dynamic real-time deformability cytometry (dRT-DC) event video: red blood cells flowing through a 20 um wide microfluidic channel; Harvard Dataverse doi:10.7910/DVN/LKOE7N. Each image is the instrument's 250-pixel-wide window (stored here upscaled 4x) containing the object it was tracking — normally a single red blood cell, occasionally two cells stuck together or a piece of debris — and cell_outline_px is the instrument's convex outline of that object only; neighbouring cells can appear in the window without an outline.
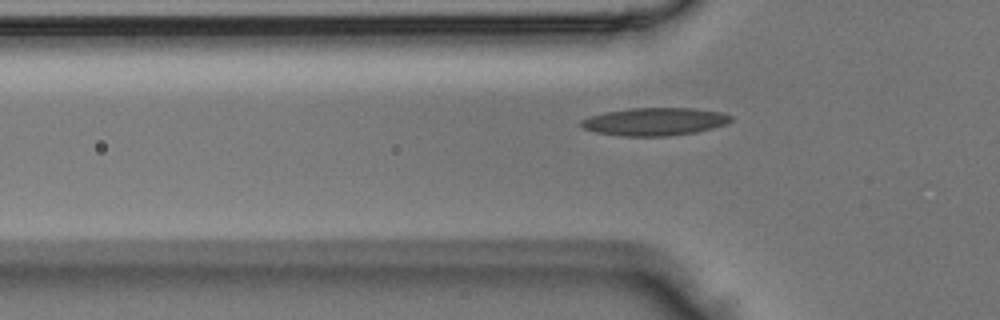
{"species": "Egyptian fruit bat (a non-hibernating species)", "species_latin": "Rousettus aegyptiacus", "temperature_condition": "room temperature", "stored_images_in_passage": 36, "camera_frame_rate_fps": 3000, "um_per_image_px": 0.085, "animal": {"sex": "male"}, "frame": {"image": 1, "passage_image": 6, "time_ms": 1.667, "image_size_px": [1000, 320], "cell_outline_px": [[732, 120], [724, 124], [712, 128], [696, 132], [668, 136], [620, 136], [596, 132], [580, 128], [580, 120], [604, 112], [632, 108], [692, 108], [720, 112], [732, 116]], "centroid_in_image_um": [55.61, 10.34], "position_along_channel_um": 70.2, "area_um2": 24.22}}
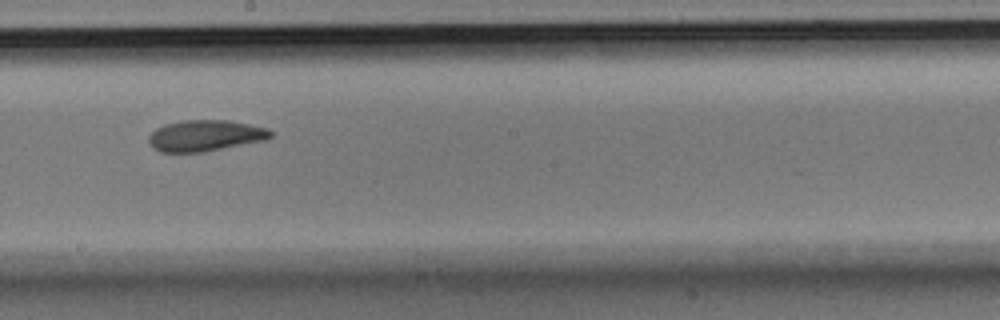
{"frame": {"image": 2, "passage_image": 18, "time_ms": 5.667, "image_size_px": [1000, 320], "cell_outline_px": [[272, 136], [268, 140], [204, 152], [160, 152], [152, 148], [148, 140], [148, 136], [156, 128], [164, 124], [180, 120], [228, 120], [268, 128], [272, 132]], "centroid_in_image_um": [17.44, 11.53], "position_along_channel_um": 230.8, "area_um2": 22.43}}
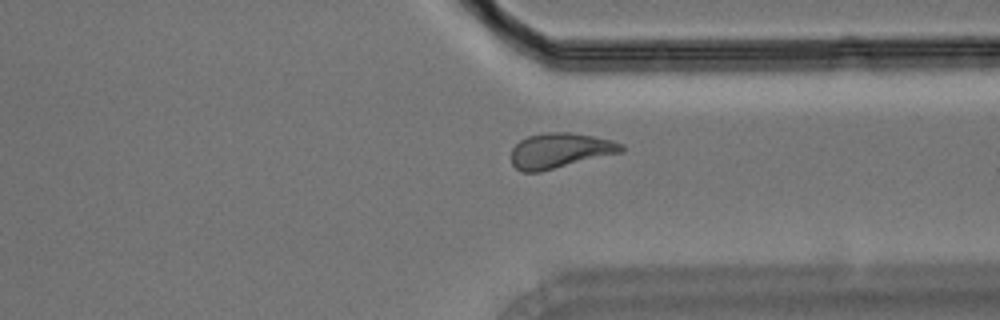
{"frame": {"image": 3, "passage_image": 28, "time_ms": 9.0, "image_size_px": [1000, 320], "cell_outline_px": [[624, 152], [540, 172], [520, 172], [512, 164], [512, 148], [520, 140], [528, 136], [548, 132], [572, 132], [612, 140], [624, 144]], "centroid_in_image_um": [47.62, 12.8], "position_along_channel_um": 363.8, "area_um2": 22.72}}